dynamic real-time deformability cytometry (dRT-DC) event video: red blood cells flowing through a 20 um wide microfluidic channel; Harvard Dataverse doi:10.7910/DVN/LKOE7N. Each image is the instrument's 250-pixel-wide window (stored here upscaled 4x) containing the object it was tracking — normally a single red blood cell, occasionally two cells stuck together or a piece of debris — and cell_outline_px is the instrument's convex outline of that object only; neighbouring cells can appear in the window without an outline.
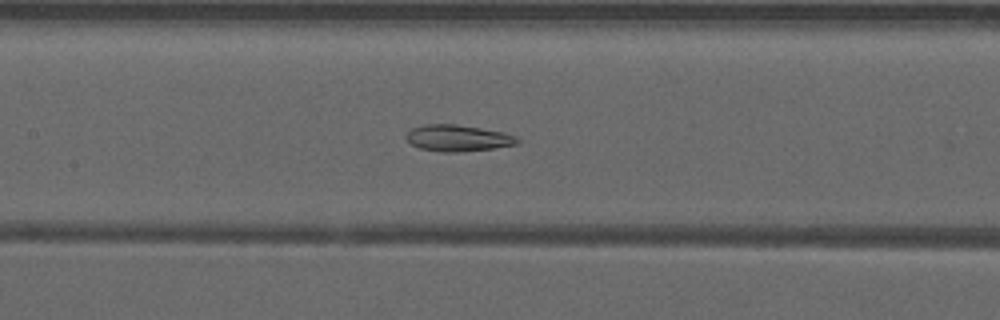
{"species": "common noctule bat (a hibernating species)", "species_latin": "Nyctalus noctula", "temperature_condition": "warm", "stored_images_in_passage": 37, "camera_frame_rate_fps": 3000, "um_per_image_px": 0.085, "animal": {"sex": "male", "forearm_length_mm": 52.5}, "frame": {"image": 1, "passage_image": 9, "time_ms": 2.667, "image_size_px": [1000, 320], "cell_outline_px": [[520, 144], [492, 148], [456, 152], [444, 152], [420, 148], [412, 144], [404, 136], [412, 128], [424, 124], [456, 124], [504, 132], [516, 136], [520, 140]], "centroid_in_image_um": [38.94, 11.73], "position_along_channel_um": 168.5, "area_um2": 17.05}}
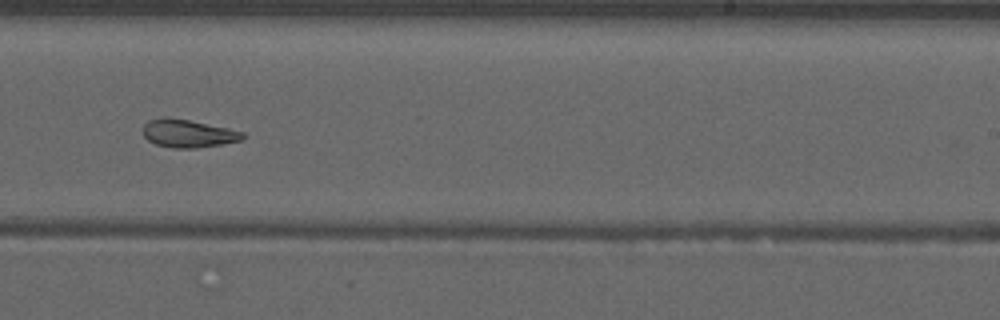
{"frame": {"image": 2, "passage_image": 17, "time_ms": 5.333, "image_size_px": [1000, 320], "cell_outline_px": [[248, 136], [244, 140], [196, 148], [172, 148], [156, 144], [148, 140], [144, 136], [144, 124], [148, 120], [160, 116], [168, 116], [228, 128], [244, 132]], "centroid_in_image_um": [16.0, 11.33], "position_along_channel_um": 273.0, "area_um2": 16.42}}
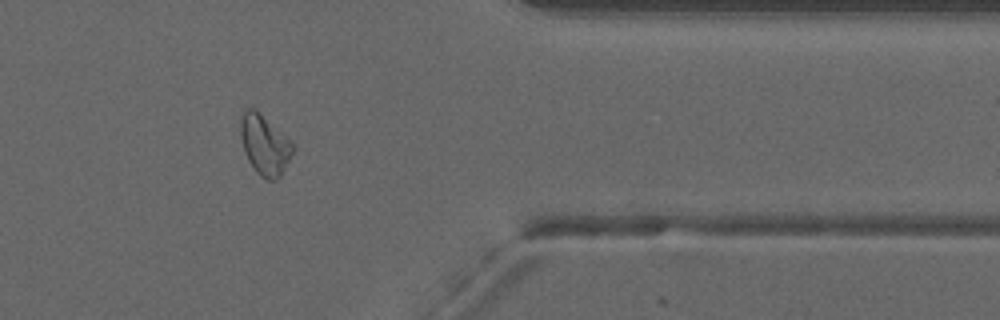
{"frame": {"image": 3, "passage_image": 27, "time_ms": 8.667, "image_size_px": [1000, 320], "cell_outline_px": [[292, 152], [280, 176], [276, 180], [268, 180], [260, 176], [256, 172], [248, 160], [244, 152], [240, 136], [240, 120], [244, 112], [248, 108], [256, 108], [292, 144]], "centroid_in_image_um": [22.44, 12.31], "position_along_channel_um": 389.0, "area_um2": 17.8}, "authors_computed_cell_mechanics": {"area_um2": 17.3978, "velocity_mm_per_s": 3.937, "shape_relaxation_time_tau1_ms": null, "shape_relaxation_time_tau2_ms": 3.2953, "deformation_change_tau1": null, "deformation_change_tau2": 0.082}}